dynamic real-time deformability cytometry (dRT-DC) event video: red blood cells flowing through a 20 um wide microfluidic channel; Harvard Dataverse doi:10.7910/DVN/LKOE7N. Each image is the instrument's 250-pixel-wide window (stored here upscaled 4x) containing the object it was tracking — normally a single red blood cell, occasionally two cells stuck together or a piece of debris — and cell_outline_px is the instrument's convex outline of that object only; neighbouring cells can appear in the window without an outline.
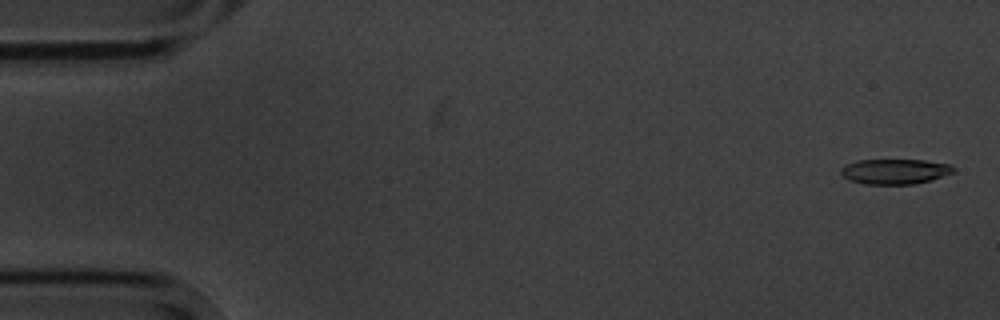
{"species": "common noctule bat (a hibernating species)", "species_latin": "Nyctalus noctula", "temperature_condition": "cold", "stored_images_in_passage": 6, "camera_frame_rate_fps": 3000, "um_per_image_px": 0.085, "animal": {"sex": "male", "body_mass_g": 20.1, "forearm_length_mm": 53.5}, "frame": {"image": 1, "passage_image": 1, "time_ms": 0.0, "image_size_px": [1000, 320], "cell_outline_px": [[956, 172], [932, 180], [912, 184], [864, 184], [848, 180], [840, 172], [840, 168], [844, 164], [860, 160], [924, 160], [948, 164], [956, 168]], "centroid_in_image_um": [76.07, 14.57], "position_along_channel_um": 8.9, "area_um2": 16.65}}
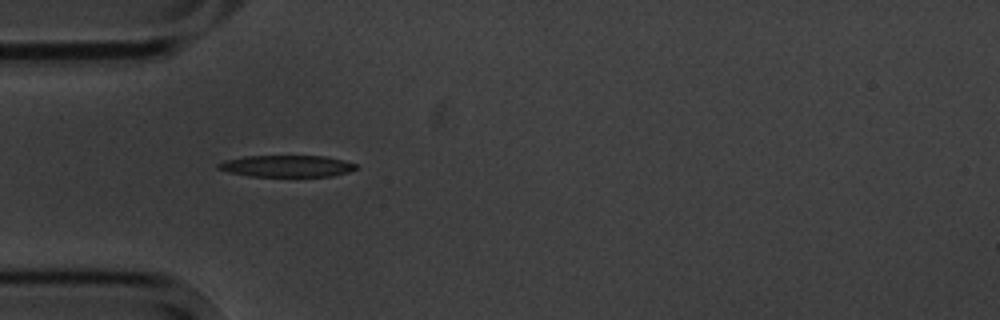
{"frame": {"image": 2, "passage_image": 5, "time_ms": 5.0, "image_size_px": [1000, 320], "cell_outline_px": [[356, 168], [348, 172], [332, 176], [248, 176], [228, 172], [216, 168], [216, 164], [224, 160], [244, 156], [324, 156], [344, 160], [356, 164]], "centroid_in_image_um": [24.32, 14.11], "position_along_channel_um": 60.7, "area_um2": 17.4}}
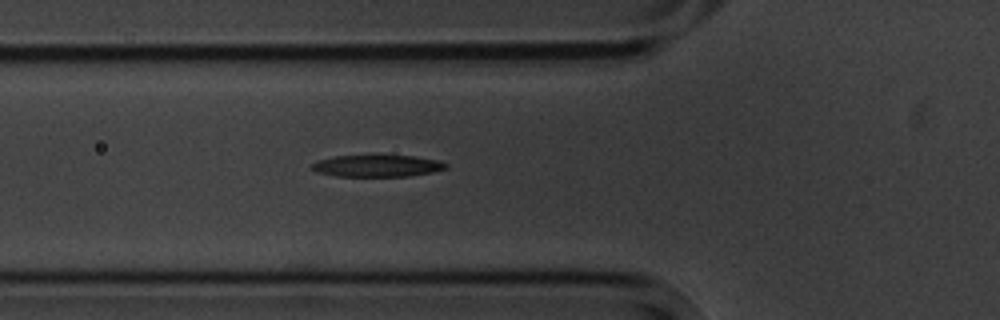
{"frame": {"image": 3, "passage_image": 6, "time_ms": 6.0, "image_size_px": [1000, 320], "cell_outline_px": [[448, 168], [432, 172], [408, 176], [336, 176], [316, 172], [312, 168], [312, 164], [316, 160], [336, 156], [416, 156], [440, 160], [448, 164]], "centroid_in_image_um": [32.09, 14.1], "position_along_channel_um": 93.7, "area_um2": 16.99}}